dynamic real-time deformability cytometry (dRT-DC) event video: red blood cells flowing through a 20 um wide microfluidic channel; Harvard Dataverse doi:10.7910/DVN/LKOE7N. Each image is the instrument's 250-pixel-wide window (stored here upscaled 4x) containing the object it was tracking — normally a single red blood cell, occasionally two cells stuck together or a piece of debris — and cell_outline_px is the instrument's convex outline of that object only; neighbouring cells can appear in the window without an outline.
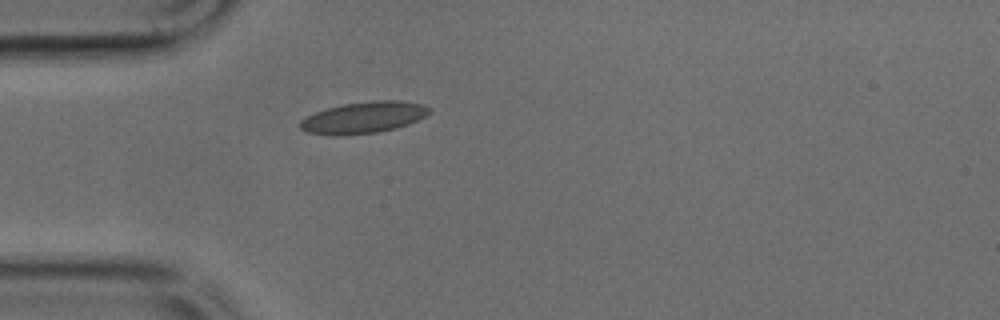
{"species": "common noctule bat (a hibernating species)", "species_latin": "Nyctalus noctula", "temperature_condition": "cold", "stored_images_in_passage": 9, "camera_frame_rate_fps": 3000, "um_per_image_px": 0.085, "animal": {"sex": "male", "body_mass_g": 17.9, "forearm_length_mm": 54.2}, "frame": {"image": 1, "passage_image": 1, "time_ms": 0.0, "image_size_px": [1000, 320], "cell_outline_px": [[432, 112], [408, 124], [396, 128], [376, 132], [340, 136], [336, 136], [308, 132], [300, 128], [300, 120], [316, 112], [328, 108], [344, 104], [372, 100], [400, 100], [424, 104], [432, 108]], "centroid_in_image_um": [30.95, 9.98], "position_along_channel_um": 54.1, "area_um2": 23.7}}